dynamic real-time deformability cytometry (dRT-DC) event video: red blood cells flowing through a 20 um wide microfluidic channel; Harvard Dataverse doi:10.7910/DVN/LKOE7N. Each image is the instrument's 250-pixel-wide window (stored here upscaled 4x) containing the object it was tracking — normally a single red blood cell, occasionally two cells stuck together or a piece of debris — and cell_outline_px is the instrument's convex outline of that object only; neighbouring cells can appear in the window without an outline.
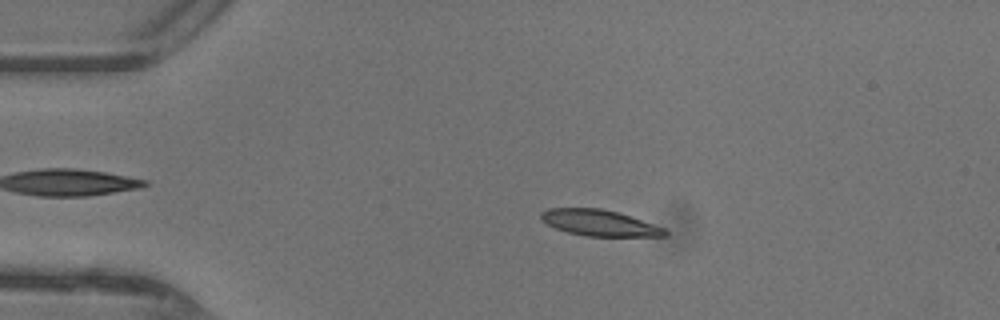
{"species": "common noctule bat (a hibernating species)", "species_latin": "Nyctalus noctula", "temperature_condition": "warm", "stored_images_in_passage": 46, "camera_frame_rate_fps": 3000, "um_per_image_px": 0.085, "animal": {"sex": "female"}, "frame": {"image": 1, "passage_image": 9, "time_ms": 2.667, "image_size_px": [1000, 320], "cell_outline_px": [[668, 236], [584, 236], [568, 232], [556, 228], [540, 220], [540, 212], [548, 208], [600, 208], [616, 212], [664, 228], [668, 232]], "centroid_in_image_um": [50.89, 18.95], "position_along_channel_um": 34.1, "area_um2": 18.61}}
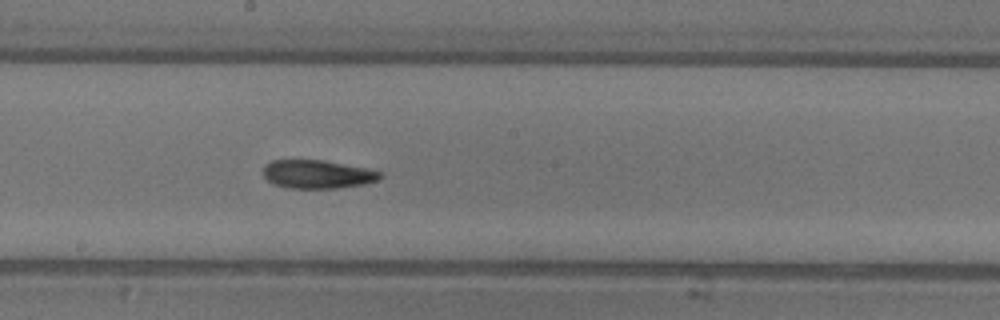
{"frame": {"image": 2, "passage_image": 25, "time_ms": 8.0, "image_size_px": [1000, 320], "cell_outline_px": [[384, 176], [376, 180], [364, 184], [340, 188], [288, 188], [272, 184], [264, 176], [264, 164], [272, 160], [324, 160], [384, 172]], "centroid_in_image_um": [26.98, 14.81], "position_along_channel_um": 221.2, "area_um2": 19.42}}
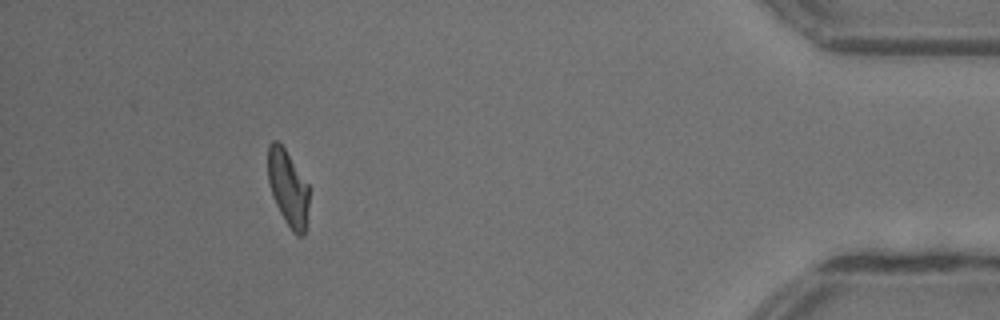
{"frame": {"image": 3, "passage_image": 42, "time_ms": 13.667, "image_size_px": [1000, 320], "cell_outline_px": [[308, 204], [304, 236], [300, 236], [292, 232], [284, 220], [276, 204], [268, 180], [268, 144], [272, 140], [276, 140], [284, 148], [308, 184]], "centroid_in_image_um": [24.47, 15.98], "position_along_channel_um": 410.7, "area_um2": 17.86}, "authors_computed_cell_mechanics": {"area_um2": 19.3341, "velocity_mm_per_s": 4.3971, "shape_relaxation_time_tau1_ms": 7.7334, "shape_relaxation_time_tau2_ms": 9.3153, "deformation_change_tau1": 0.2591, "deformation_change_tau2": 0.1709}}